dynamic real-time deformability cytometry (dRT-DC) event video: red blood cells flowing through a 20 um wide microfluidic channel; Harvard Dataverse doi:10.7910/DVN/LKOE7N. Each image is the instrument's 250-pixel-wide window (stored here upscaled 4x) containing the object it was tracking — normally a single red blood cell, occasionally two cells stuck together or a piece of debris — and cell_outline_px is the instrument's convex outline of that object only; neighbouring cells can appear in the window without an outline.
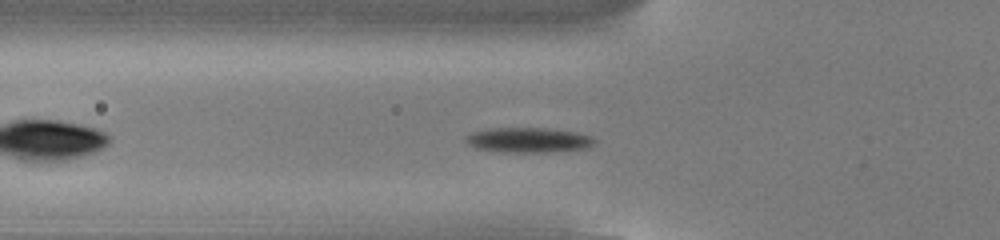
{"species": "common noctule bat (a hibernating species)", "species_latin": "Nyctalus noctula", "temperature_condition": "cold", "stored_images_in_passage": 43, "segment_of_instrument_passage": [1, 2], "camera_frame_rate_fps": 3000, "um_per_image_px": 0.085, "animal": {"sex": "male", "body_mass_g": 13.0, "forearm_length_mm": 53.1}, "frame": {"image": 1, "passage_image": 7, "time_ms": 2.0, "image_size_px": [1000, 240], "cell_outline_px": [[596, 144], [584, 148], [548, 152], [500, 152], [476, 148], [468, 144], [464, 140], [464, 136], [472, 132], [492, 128], [544, 128], [580, 132], [592, 136], [596, 140]], "centroid_in_image_um": [44.92, 11.9], "position_along_channel_um": 80.9, "area_um2": 18.9}}
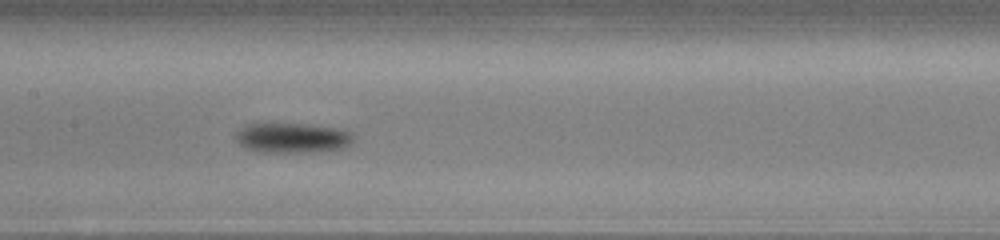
{"frame": {"image": 2, "passage_image": 15, "time_ms": 4.667, "image_size_px": [1000, 240], "cell_outline_px": [[352, 140], [344, 148], [320, 152], [260, 152], [244, 148], [232, 136], [240, 128], [248, 124], [312, 124], [336, 128], [352, 132]], "centroid_in_image_um": [24.82, 11.73], "position_along_channel_um": 182.6, "area_um2": 20.75}}
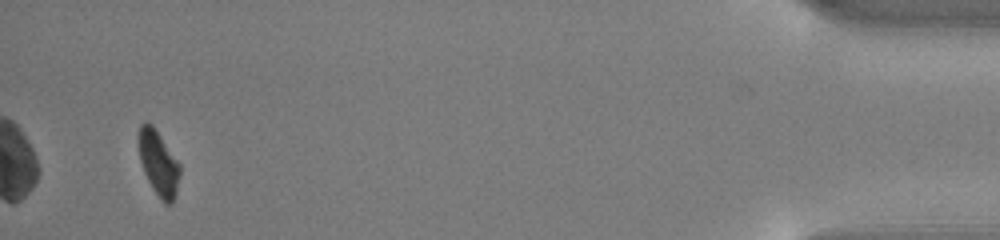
{"frame": {"image": 3, "passage_image": 40, "time_ms": 13.0, "image_size_px": [1000, 240], "cell_outline_px": [[180, 176], [176, 192], [172, 204], [164, 204], [152, 188], [144, 172], [140, 160], [136, 140], [136, 136], [140, 124], [144, 120], [148, 120], [152, 124], [180, 164]], "centroid_in_image_um": [13.43, 13.81], "position_along_channel_um": 421.8, "area_um2": 15.95}}